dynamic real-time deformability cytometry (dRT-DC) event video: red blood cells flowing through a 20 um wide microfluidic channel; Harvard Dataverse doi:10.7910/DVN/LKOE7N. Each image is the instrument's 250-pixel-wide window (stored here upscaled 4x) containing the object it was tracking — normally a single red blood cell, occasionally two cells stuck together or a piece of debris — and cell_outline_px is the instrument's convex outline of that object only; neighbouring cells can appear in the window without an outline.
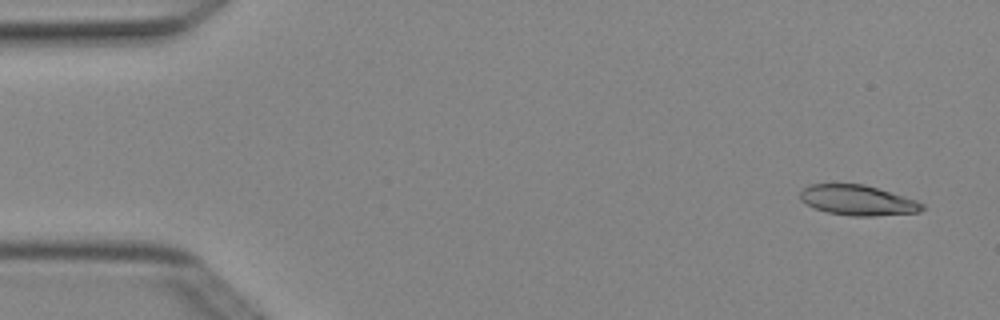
{"species": "Egyptian fruit bat (a non-hibernating species)", "species_latin": "Rousettus aegyptiacus", "temperature_condition": "cold", "stored_images_in_passage": 3, "camera_frame_rate_fps": 3000, "um_per_image_px": 0.085, "animal": {"sex": "female"}, "frame": {"image": 1, "passage_image": 1, "time_ms": 0.0, "image_size_px": [1000, 320], "cell_outline_px": [[924, 208], [920, 212], [872, 216], [852, 216], [828, 212], [816, 208], [800, 200], [800, 192], [808, 184], [864, 184], [904, 196], [916, 200], [924, 204]], "centroid_in_image_um": [72.92, 17.02], "position_along_channel_um": 12.1, "area_um2": 21.33}}
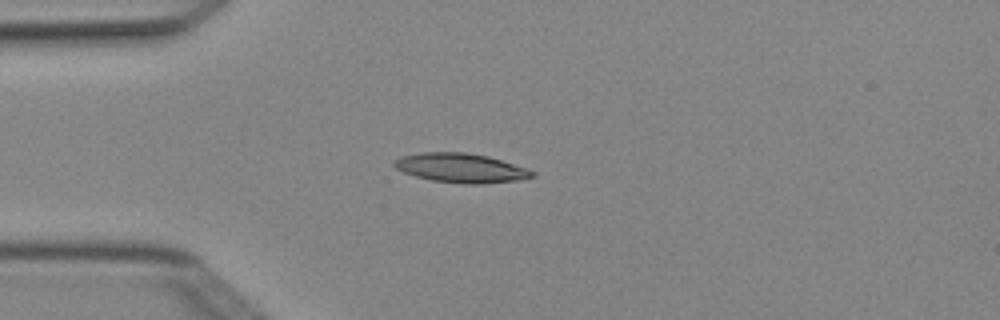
{"frame": {"image": 2, "passage_image": 3, "time_ms": 0.667, "image_size_px": [1000, 320], "cell_outline_px": [[536, 176], [516, 180], [480, 184], [464, 184], [432, 180], [416, 176], [404, 172], [396, 168], [392, 164], [400, 156], [424, 152], [464, 152], [488, 156], [528, 168], [536, 172]], "centroid_in_image_um": [39.2, 14.27], "position_along_channel_um": 45.8, "area_um2": 23.47}}